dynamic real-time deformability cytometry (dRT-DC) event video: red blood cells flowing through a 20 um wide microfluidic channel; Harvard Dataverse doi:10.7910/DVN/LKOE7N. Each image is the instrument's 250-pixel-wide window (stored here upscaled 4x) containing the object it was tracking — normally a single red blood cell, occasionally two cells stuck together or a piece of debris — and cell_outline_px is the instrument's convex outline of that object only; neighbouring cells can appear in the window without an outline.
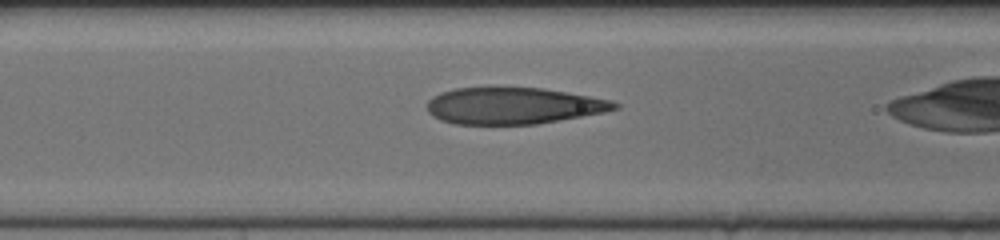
{"species": "human", "species_latin": "Homo sapiens", "temperature_condition": "cold", "stored_images_in_passage": 33, "camera_frame_rate_fps": 3000, "um_per_image_px": 0.085, "donor": {"sex": "female"}, "frame": {"image": 1, "passage_image": 12, "time_ms": 3.667, "image_size_px": [1000, 240], "cell_outline_px": [[620, 108], [604, 112], [536, 124], [456, 124], [440, 120], [432, 116], [428, 112], [428, 100], [432, 96], [440, 92], [456, 88], [488, 84], [544, 88], [612, 100], [620, 104]], "centroid_in_image_um": [43.58, 8.94], "position_along_channel_um": 123.0, "area_um2": 41.15}}
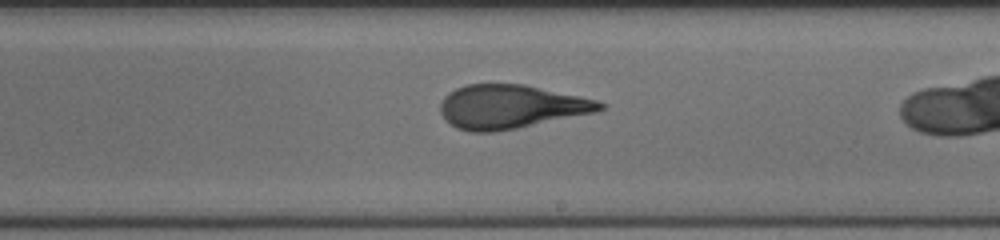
{"frame": {"image": 2, "passage_image": 22, "time_ms": 7.0, "image_size_px": [1000, 240], "cell_outline_px": [[608, 104], [604, 108], [596, 112], [496, 132], [468, 132], [456, 128], [444, 120], [440, 112], [440, 104], [444, 96], [448, 92], [456, 88], [468, 84], [524, 84], [596, 100]], "centroid_in_image_um": [43.37, 9.08], "position_along_channel_um": 245.6, "area_um2": 40.69}}
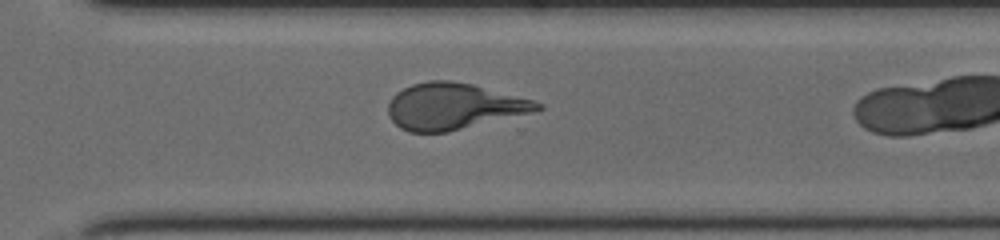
{"frame": {"image": 3, "passage_image": 29, "time_ms": 9.333, "image_size_px": [1000, 240], "cell_outline_px": [[544, 108], [532, 112], [448, 132], [408, 132], [400, 128], [388, 116], [388, 104], [392, 96], [396, 92], [412, 84], [428, 80], [452, 80], [472, 84], [532, 100], [544, 104]], "centroid_in_image_um": [38.52, 9.03], "position_along_channel_um": 332.1, "area_um2": 40.11}}